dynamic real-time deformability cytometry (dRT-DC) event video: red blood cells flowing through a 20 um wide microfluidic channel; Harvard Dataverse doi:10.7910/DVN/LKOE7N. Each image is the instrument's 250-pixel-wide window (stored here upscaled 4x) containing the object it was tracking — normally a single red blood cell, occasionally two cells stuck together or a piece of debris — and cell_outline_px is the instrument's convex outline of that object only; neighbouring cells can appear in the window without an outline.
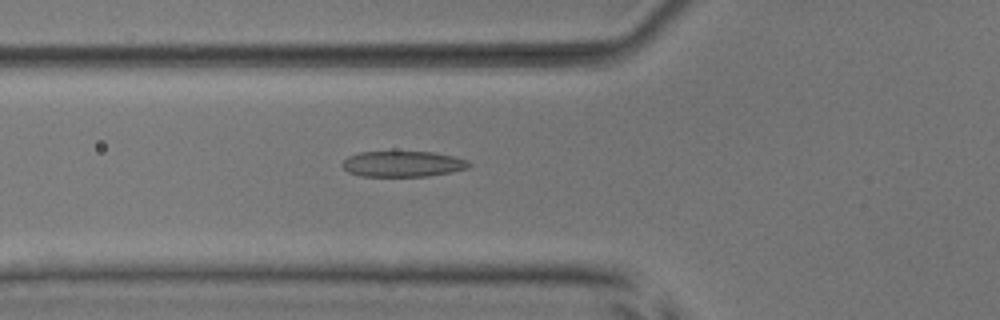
{"species": "common noctule bat (a hibernating species)", "species_latin": "Nyctalus noctula", "temperature_condition": "room temperature", "stored_images_in_passage": 33, "camera_frame_rate_fps": 3000, "um_per_image_px": 0.085, "animal": {"sex": "male", "body_mass_g": 17.9, "forearm_length_mm": 54.2}, "frame": {"image": 1, "passage_image": 4, "time_ms": 1.0, "image_size_px": [1000, 320], "cell_outline_px": [[472, 164], [468, 168], [428, 176], [360, 176], [348, 172], [340, 164], [348, 156], [360, 152], [436, 152], [456, 156], [468, 160]], "centroid_in_image_um": [34.25, 13.93], "position_along_channel_um": 91.6, "area_um2": 19.07}}
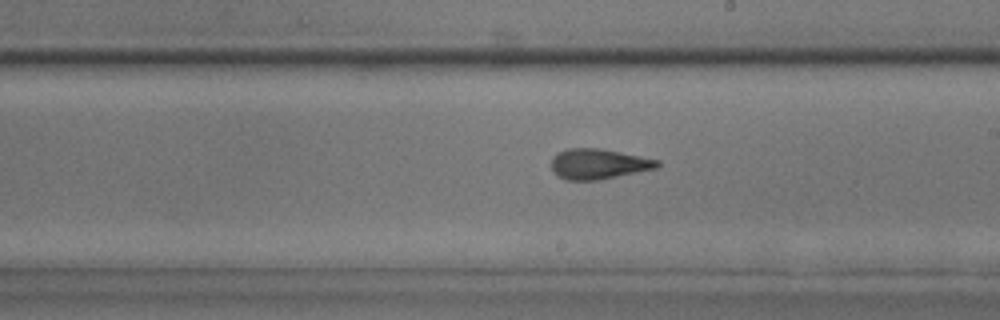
{"frame": {"image": 2, "passage_image": 15, "time_ms": 4.667, "image_size_px": [1000, 320], "cell_outline_px": [[660, 164], [656, 168], [600, 180], [568, 180], [556, 176], [552, 172], [552, 156], [568, 148], [600, 148], [660, 160]], "centroid_in_image_um": [50.85, 13.94], "position_along_channel_um": 238.2, "area_um2": 18.73}}
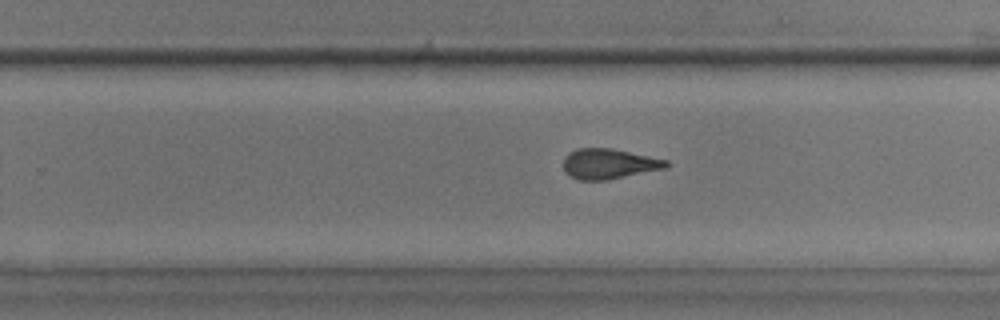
{"frame": {"image": 3, "passage_image": 18, "time_ms": 5.667, "image_size_px": [1000, 320], "cell_outline_px": [[672, 164], [668, 168], [608, 180], [580, 180], [564, 172], [564, 156], [568, 152], [576, 148], [612, 148], [668, 160]], "centroid_in_image_um": [51.79, 13.92], "position_along_channel_um": 278.0, "area_um2": 18.38}, "authors_computed_cell_mechanics": {"area_um2": 18.207, "velocity_mm_per_s": 4.0062, "shape_relaxation_time_tau1_ms": 5.2236, "shape_relaxation_time_tau2_ms": 2.1261, "deformation_change_tau1": 0.1783, "deformation_change_tau2": 0.1198}}